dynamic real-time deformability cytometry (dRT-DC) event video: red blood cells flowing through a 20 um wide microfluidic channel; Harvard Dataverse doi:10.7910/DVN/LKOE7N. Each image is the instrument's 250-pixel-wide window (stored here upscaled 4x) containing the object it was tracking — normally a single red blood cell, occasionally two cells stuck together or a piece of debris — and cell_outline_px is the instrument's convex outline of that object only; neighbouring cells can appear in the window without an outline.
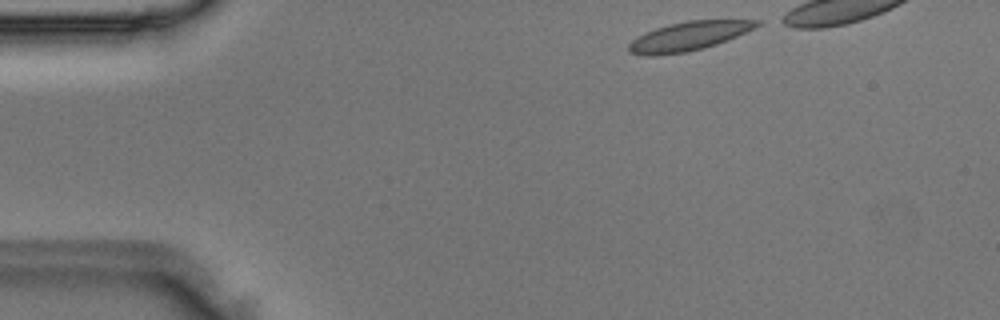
{"species": "Egyptian fruit bat (a non-hibernating species)", "species_latin": "Rousettus aegyptiacus", "temperature_condition": "room temperature", "stored_images_in_passage": 34, "camera_frame_rate_fps": 3000, "um_per_image_px": 0.085, "animal": {"sex": "male"}, "frame": {"image": 1, "passage_image": 1, "time_ms": 0.0, "image_size_px": [1000, 320], "cell_outline_px": [[760, 24], [756, 28], [728, 40], [704, 48], [684, 52], [652, 56], [644, 56], [628, 52], [628, 44], [632, 40], [644, 32], [668, 24], [688, 20], [760, 20]], "centroid_in_image_um": [58.52, 3.07], "position_along_channel_um": 26.5, "area_um2": 21.68}}
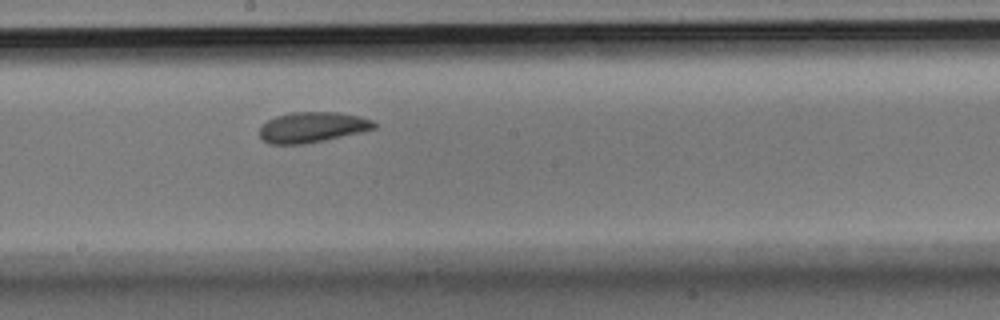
{"frame": {"image": 2, "passage_image": 20, "time_ms": 6.333, "image_size_px": [1000, 320], "cell_outline_px": [[376, 128], [360, 132], [324, 140], [304, 144], [268, 144], [260, 136], [260, 128], [268, 120], [276, 116], [292, 112], [336, 112], [360, 116], [372, 120], [376, 124]], "centroid_in_image_um": [26.54, 10.81], "position_along_channel_um": 221.7, "area_um2": 20.17}}
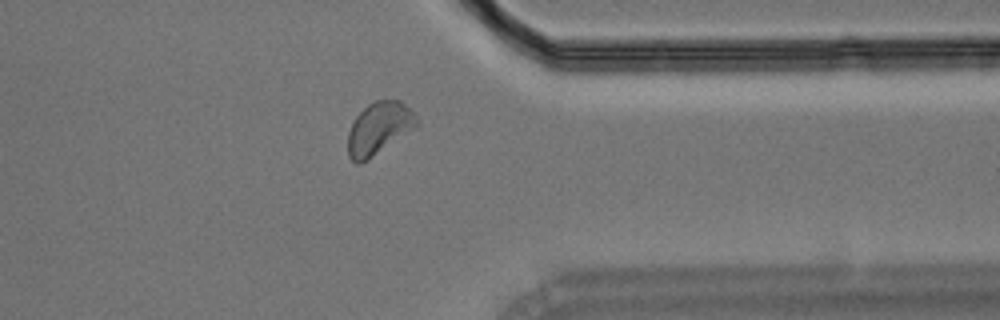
{"frame": {"image": 3, "passage_image": 32, "time_ms": 10.333, "image_size_px": [1000, 320], "cell_outline_px": [[420, 124], [416, 128], [360, 164], [356, 164], [348, 156], [348, 132], [356, 116], [368, 104], [376, 100], [400, 100], [420, 120]], "centroid_in_image_um": [32.22, 10.91], "position_along_channel_um": 379.2, "area_um2": 20.87}}